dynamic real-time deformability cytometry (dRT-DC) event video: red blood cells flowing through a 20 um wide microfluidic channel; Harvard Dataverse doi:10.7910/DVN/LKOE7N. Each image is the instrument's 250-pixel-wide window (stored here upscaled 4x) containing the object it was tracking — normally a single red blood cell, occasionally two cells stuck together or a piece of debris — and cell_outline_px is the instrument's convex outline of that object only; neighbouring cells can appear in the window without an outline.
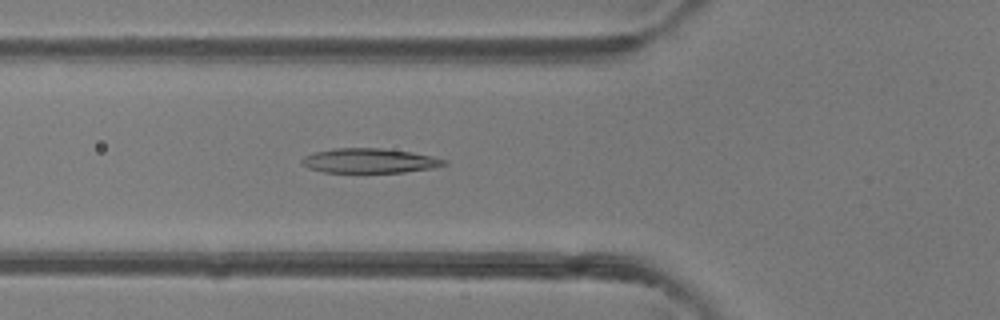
{"species": "common noctule bat (a hibernating species)", "species_latin": "Nyctalus noctula", "temperature_condition": "room temperature", "stored_images_in_passage": 42, "segment_of_instrument_passage": [1, 2], "camera_frame_rate_fps": 3000, "um_per_image_px": 0.085, "animal": {"sex": "female"}, "frame": {"image": 1, "passage_image": 11, "time_ms": 3.333, "image_size_px": [1000, 320], "cell_outline_px": [[448, 164], [432, 168], [404, 172], [324, 172], [308, 168], [300, 160], [304, 156], [316, 152], [332, 148], [380, 148], [412, 152], [432, 156], [448, 160]], "centroid_in_image_um": [31.44, 13.66], "position_along_channel_um": 94.4, "area_um2": 20.35}}
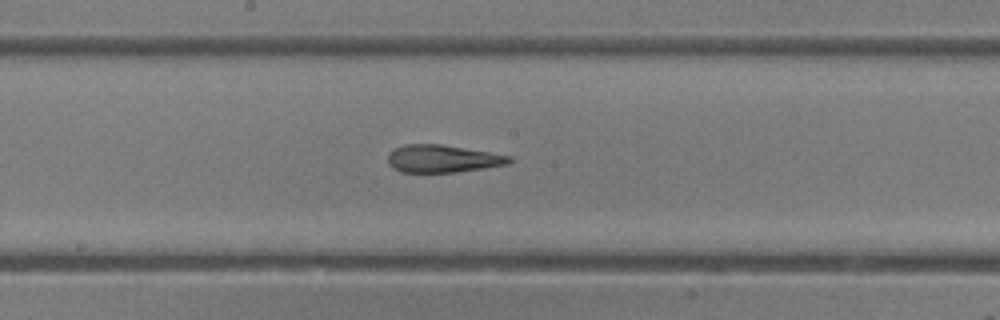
{"frame": {"image": 2, "passage_image": 19, "time_ms": 6.0, "image_size_px": [1000, 320], "cell_outline_px": [[512, 160], [508, 164], [484, 168], [456, 172], [400, 172], [392, 168], [388, 164], [388, 152], [404, 144], [440, 144], [512, 156]], "centroid_in_image_um": [37.59, 13.49], "position_along_channel_um": 210.6, "area_um2": 19.48}}
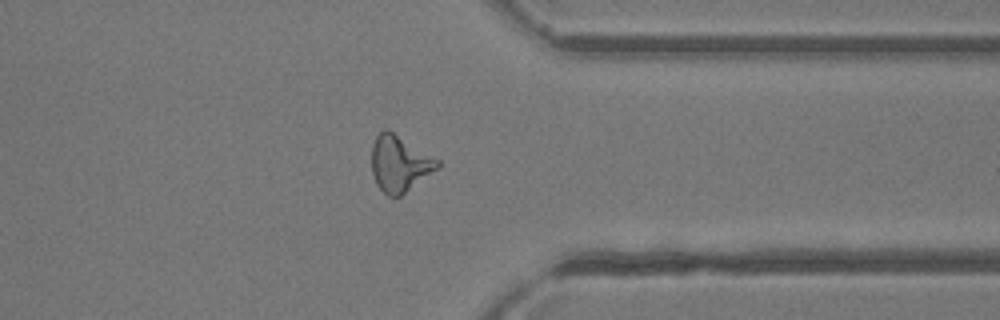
{"frame": {"image": 3, "passage_image": 31, "time_ms": 10.0, "image_size_px": [1000, 320], "cell_outline_px": [[440, 168], [400, 196], [388, 196], [376, 184], [372, 172], [372, 144], [376, 136], [384, 128], [388, 128], [440, 160]], "centroid_in_image_um": [33.98, 13.88], "position_along_channel_um": 377.4, "area_um2": 21.73}}